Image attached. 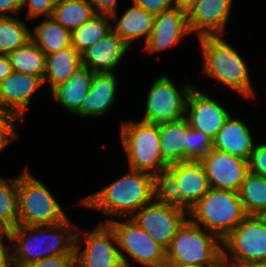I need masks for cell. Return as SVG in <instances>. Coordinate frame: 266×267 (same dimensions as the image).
Wrapping results in <instances>:
<instances>
[{
    "label": "cell",
    "instance_id": "cell-1",
    "mask_svg": "<svg viewBox=\"0 0 266 267\" xmlns=\"http://www.w3.org/2000/svg\"><path fill=\"white\" fill-rule=\"evenodd\" d=\"M71 218L54 225L18 224L5 234L16 267L60 254H75L77 227Z\"/></svg>",
    "mask_w": 266,
    "mask_h": 267
},
{
    "label": "cell",
    "instance_id": "cell-6",
    "mask_svg": "<svg viewBox=\"0 0 266 267\" xmlns=\"http://www.w3.org/2000/svg\"><path fill=\"white\" fill-rule=\"evenodd\" d=\"M247 216L239 192L211 188L194 206L188 217L223 240Z\"/></svg>",
    "mask_w": 266,
    "mask_h": 267
},
{
    "label": "cell",
    "instance_id": "cell-45",
    "mask_svg": "<svg viewBox=\"0 0 266 267\" xmlns=\"http://www.w3.org/2000/svg\"><path fill=\"white\" fill-rule=\"evenodd\" d=\"M210 267H239L236 263L225 260L223 257L213 266Z\"/></svg>",
    "mask_w": 266,
    "mask_h": 267
},
{
    "label": "cell",
    "instance_id": "cell-39",
    "mask_svg": "<svg viewBox=\"0 0 266 267\" xmlns=\"http://www.w3.org/2000/svg\"><path fill=\"white\" fill-rule=\"evenodd\" d=\"M130 2L154 16L175 7L174 0H130Z\"/></svg>",
    "mask_w": 266,
    "mask_h": 267
},
{
    "label": "cell",
    "instance_id": "cell-2",
    "mask_svg": "<svg viewBox=\"0 0 266 267\" xmlns=\"http://www.w3.org/2000/svg\"><path fill=\"white\" fill-rule=\"evenodd\" d=\"M123 176L100 190L77 200V206L101 211L107 223L116 218H130L153 201V175L127 169Z\"/></svg>",
    "mask_w": 266,
    "mask_h": 267
},
{
    "label": "cell",
    "instance_id": "cell-22",
    "mask_svg": "<svg viewBox=\"0 0 266 267\" xmlns=\"http://www.w3.org/2000/svg\"><path fill=\"white\" fill-rule=\"evenodd\" d=\"M94 74L81 64L64 83L54 88L50 94L57 104L73 116L81 108L89 89L91 88Z\"/></svg>",
    "mask_w": 266,
    "mask_h": 267
},
{
    "label": "cell",
    "instance_id": "cell-29",
    "mask_svg": "<svg viewBox=\"0 0 266 267\" xmlns=\"http://www.w3.org/2000/svg\"><path fill=\"white\" fill-rule=\"evenodd\" d=\"M7 56L14 72L37 76L43 80L46 55L31 39Z\"/></svg>",
    "mask_w": 266,
    "mask_h": 267
},
{
    "label": "cell",
    "instance_id": "cell-25",
    "mask_svg": "<svg viewBox=\"0 0 266 267\" xmlns=\"http://www.w3.org/2000/svg\"><path fill=\"white\" fill-rule=\"evenodd\" d=\"M82 64L81 55L72 47H66L59 51L46 55L44 85L49 93L66 82L77 67Z\"/></svg>",
    "mask_w": 266,
    "mask_h": 267
},
{
    "label": "cell",
    "instance_id": "cell-24",
    "mask_svg": "<svg viewBox=\"0 0 266 267\" xmlns=\"http://www.w3.org/2000/svg\"><path fill=\"white\" fill-rule=\"evenodd\" d=\"M169 168L177 175L179 189L193 206L211 189L200 161H182Z\"/></svg>",
    "mask_w": 266,
    "mask_h": 267
},
{
    "label": "cell",
    "instance_id": "cell-43",
    "mask_svg": "<svg viewBox=\"0 0 266 267\" xmlns=\"http://www.w3.org/2000/svg\"><path fill=\"white\" fill-rule=\"evenodd\" d=\"M12 67L7 55L0 54V83L12 72Z\"/></svg>",
    "mask_w": 266,
    "mask_h": 267
},
{
    "label": "cell",
    "instance_id": "cell-35",
    "mask_svg": "<svg viewBox=\"0 0 266 267\" xmlns=\"http://www.w3.org/2000/svg\"><path fill=\"white\" fill-rule=\"evenodd\" d=\"M18 123L14 116L0 111V154L10 143L19 140Z\"/></svg>",
    "mask_w": 266,
    "mask_h": 267
},
{
    "label": "cell",
    "instance_id": "cell-8",
    "mask_svg": "<svg viewBox=\"0 0 266 267\" xmlns=\"http://www.w3.org/2000/svg\"><path fill=\"white\" fill-rule=\"evenodd\" d=\"M121 220V221H120ZM107 222L114 230L124 267H166V249L155 242L131 217Z\"/></svg>",
    "mask_w": 266,
    "mask_h": 267
},
{
    "label": "cell",
    "instance_id": "cell-37",
    "mask_svg": "<svg viewBox=\"0 0 266 267\" xmlns=\"http://www.w3.org/2000/svg\"><path fill=\"white\" fill-rule=\"evenodd\" d=\"M250 173L266 179V142H256L248 159Z\"/></svg>",
    "mask_w": 266,
    "mask_h": 267
},
{
    "label": "cell",
    "instance_id": "cell-47",
    "mask_svg": "<svg viewBox=\"0 0 266 267\" xmlns=\"http://www.w3.org/2000/svg\"><path fill=\"white\" fill-rule=\"evenodd\" d=\"M5 233L0 229V242L3 243L5 242Z\"/></svg>",
    "mask_w": 266,
    "mask_h": 267
},
{
    "label": "cell",
    "instance_id": "cell-41",
    "mask_svg": "<svg viewBox=\"0 0 266 267\" xmlns=\"http://www.w3.org/2000/svg\"><path fill=\"white\" fill-rule=\"evenodd\" d=\"M96 14L112 15L118 12V0H89Z\"/></svg>",
    "mask_w": 266,
    "mask_h": 267
},
{
    "label": "cell",
    "instance_id": "cell-26",
    "mask_svg": "<svg viewBox=\"0 0 266 267\" xmlns=\"http://www.w3.org/2000/svg\"><path fill=\"white\" fill-rule=\"evenodd\" d=\"M31 40L45 53H55L72 46L71 31L64 28L53 17H46L30 30Z\"/></svg>",
    "mask_w": 266,
    "mask_h": 267
},
{
    "label": "cell",
    "instance_id": "cell-7",
    "mask_svg": "<svg viewBox=\"0 0 266 267\" xmlns=\"http://www.w3.org/2000/svg\"><path fill=\"white\" fill-rule=\"evenodd\" d=\"M121 127L120 138L128 169L154 175L169 167L161 157L159 125L132 119L122 121Z\"/></svg>",
    "mask_w": 266,
    "mask_h": 267
},
{
    "label": "cell",
    "instance_id": "cell-12",
    "mask_svg": "<svg viewBox=\"0 0 266 267\" xmlns=\"http://www.w3.org/2000/svg\"><path fill=\"white\" fill-rule=\"evenodd\" d=\"M188 217L183 210L152 201L139 209L131 218L151 238L167 249L178 227Z\"/></svg>",
    "mask_w": 266,
    "mask_h": 267
},
{
    "label": "cell",
    "instance_id": "cell-3",
    "mask_svg": "<svg viewBox=\"0 0 266 267\" xmlns=\"http://www.w3.org/2000/svg\"><path fill=\"white\" fill-rule=\"evenodd\" d=\"M197 41L203 59L201 73L246 100L256 98L248 63L225 36H203Z\"/></svg>",
    "mask_w": 266,
    "mask_h": 267
},
{
    "label": "cell",
    "instance_id": "cell-44",
    "mask_svg": "<svg viewBox=\"0 0 266 267\" xmlns=\"http://www.w3.org/2000/svg\"><path fill=\"white\" fill-rule=\"evenodd\" d=\"M199 0H174L175 7L187 12L191 9Z\"/></svg>",
    "mask_w": 266,
    "mask_h": 267
},
{
    "label": "cell",
    "instance_id": "cell-18",
    "mask_svg": "<svg viewBox=\"0 0 266 267\" xmlns=\"http://www.w3.org/2000/svg\"><path fill=\"white\" fill-rule=\"evenodd\" d=\"M130 46L113 30L81 54V62L93 73H115Z\"/></svg>",
    "mask_w": 266,
    "mask_h": 267
},
{
    "label": "cell",
    "instance_id": "cell-10",
    "mask_svg": "<svg viewBox=\"0 0 266 267\" xmlns=\"http://www.w3.org/2000/svg\"><path fill=\"white\" fill-rule=\"evenodd\" d=\"M93 229L77 227L75 234L76 267H124L117 237L108 223L97 222ZM84 241V247L82 243Z\"/></svg>",
    "mask_w": 266,
    "mask_h": 267
},
{
    "label": "cell",
    "instance_id": "cell-36",
    "mask_svg": "<svg viewBox=\"0 0 266 267\" xmlns=\"http://www.w3.org/2000/svg\"><path fill=\"white\" fill-rule=\"evenodd\" d=\"M58 0H22V11L27 10L25 19L35 20L43 16L52 17L54 8ZM28 7V8H27Z\"/></svg>",
    "mask_w": 266,
    "mask_h": 267
},
{
    "label": "cell",
    "instance_id": "cell-48",
    "mask_svg": "<svg viewBox=\"0 0 266 267\" xmlns=\"http://www.w3.org/2000/svg\"><path fill=\"white\" fill-rule=\"evenodd\" d=\"M261 217H262L263 220L266 222V211L261 215Z\"/></svg>",
    "mask_w": 266,
    "mask_h": 267
},
{
    "label": "cell",
    "instance_id": "cell-4",
    "mask_svg": "<svg viewBox=\"0 0 266 267\" xmlns=\"http://www.w3.org/2000/svg\"><path fill=\"white\" fill-rule=\"evenodd\" d=\"M222 257V240L187 217L166 249V266L210 267Z\"/></svg>",
    "mask_w": 266,
    "mask_h": 267
},
{
    "label": "cell",
    "instance_id": "cell-13",
    "mask_svg": "<svg viewBox=\"0 0 266 267\" xmlns=\"http://www.w3.org/2000/svg\"><path fill=\"white\" fill-rule=\"evenodd\" d=\"M232 113L224 103L202 92L196 85L188 94L185 117L190 127L205 133L212 140Z\"/></svg>",
    "mask_w": 266,
    "mask_h": 267
},
{
    "label": "cell",
    "instance_id": "cell-15",
    "mask_svg": "<svg viewBox=\"0 0 266 267\" xmlns=\"http://www.w3.org/2000/svg\"><path fill=\"white\" fill-rule=\"evenodd\" d=\"M210 188L239 192L248 170V160L212 148L200 160Z\"/></svg>",
    "mask_w": 266,
    "mask_h": 267
},
{
    "label": "cell",
    "instance_id": "cell-9",
    "mask_svg": "<svg viewBox=\"0 0 266 267\" xmlns=\"http://www.w3.org/2000/svg\"><path fill=\"white\" fill-rule=\"evenodd\" d=\"M184 79L178 88L168 75L156 77L145 97V111L140 120L159 125L184 118L188 94L195 85L188 81V77Z\"/></svg>",
    "mask_w": 266,
    "mask_h": 267
},
{
    "label": "cell",
    "instance_id": "cell-30",
    "mask_svg": "<svg viewBox=\"0 0 266 267\" xmlns=\"http://www.w3.org/2000/svg\"><path fill=\"white\" fill-rule=\"evenodd\" d=\"M96 14L89 0H58L52 17L71 32Z\"/></svg>",
    "mask_w": 266,
    "mask_h": 267
},
{
    "label": "cell",
    "instance_id": "cell-33",
    "mask_svg": "<svg viewBox=\"0 0 266 267\" xmlns=\"http://www.w3.org/2000/svg\"><path fill=\"white\" fill-rule=\"evenodd\" d=\"M30 30L23 19L0 18V54L7 55L23 47L31 39Z\"/></svg>",
    "mask_w": 266,
    "mask_h": 267
},
{
    "label": "cell",
    "instance_id": "cell-16",
    "mask_svg": "<svg viewBox=\"0 0 266 267\" xmlns=\"http://www.w3.org/2000/svg\"><path fill=\"white\" fill-rule=\"evenodd\" d=\"M234 0H199L187 13L191 35L224 36Z\"/></svg>",
    "mask_w": 266,
    "mask_h": 267
},
{
    "label": "cell",
    "instance_id": "cell-14",
    "mask_svg": "<svg viewBox=\"0 0 266 267\" xmlns=\"http://www.w3.org/2000/svg\"><path fill=\"white\" fill-rule=\"evenodd\" d=\"M44 82L37 76L12 71L0 83V111L14 116L21 124L26 120L31 99Z\"/></svg>",
    "mask_w": 266,
    "mask_h": 267
},
{
    "label": "cell",
    "instance_id": "cell-42",
    "mask_svg": "<svg viewBox=\"0 0 266 267\" xmlns=\"http://www.w3.org/2000/svg\"><path fill=\"white\" fill-rule=\"evenodd\" d=\"M0 267H16L11 252L5 242L0 244Z\"/></svg>",
    "mask_w": 266,
    "mask_h": 267
},
{
    "label": "cell",
    "instance_id": "cell-11",
    "mask_svg": "<svg viewBox=\"0 0 266 267\" xmlns=\"http://www.w3.org/2000/svg\"><path fill=\"white\" fill-rule=\"evenodd\" d=\"M223 258L236 263L266 261V222L261 216L247 215L223 240Z\"/></svg>",
    "mask_w": 266,
    "mask_h": 267
},
{
    "label": "cell",
    "instance_id": "cell-27",
    "mask_svg": "<svg viewBox=\"0 0 266 267\" xmlns=\"http://www.w3.org/2000/svg\"><path fill=\"white\" fill-rule=\"evenodd\" d=\"M153 200L189 214L193 205L179 189L177 175L168 167L153 175Z\"/></svg>",
    "mask_w": 266,
    "mask_h": 267
},
{
    "label": "cell",
    "instance_id": "cell-19",
    "mask_svg": "<svg viewBox=\"0 0 266 267\" xmlns=\"http://www.w3.org/2000/svg\"><path fill=\"white\" fill-rule=\"evenodd\" d=\"M119 78L116 73H95L81 108L74 117H91L98 119L109 112L118 101Z\"/></svg>",
    "mask_w": 266,
    "mask_h": 267
},
{
    "label": "cell",
    "instance_id": "cell-28",
    "mask_svg": "<svg viewBox=\"0 0 266 267\" xmlns=\"http://www.w3.org/2000/svg\"><path fill=\"white\" fill-rule=\"evenodd\" d=\"M112 30L111 16L95 14L71 32L72 47L81 55Z\"/></svg>",
    "mask_w": 266,
    "mask_h": 267
},
{
    "label": "cell",
    "instance_id": "cell-23",
    "mask_svg": "<svg viewBox=\"0 0 266 267\" xmlns=\"http://www.w3.org/2000/svg\"><path fill=\"white\" fill-rule=\"evenodd\" d=\"M190 128L186 117L159 124L161 157L168 166L187 161V132Z\"/></svg>",
    "mask_w": 266,
    "mask_h": 267
},
{
    "label": "cell",
    "instance_id": "cell-21",
    "mask_svg": "<svg viewBox=\"0 0 266 267\" xmlns=\"http://www.w3.org/2000/svg\"><path fill=\"white\" fill-rule=\"evenodd\" d=\"M131 4L121 16L119 12L111 15L112 30L130 47L138 41L145 43L152 33L154 24V15L133 2Z\"/></svg>",
    "mask_w": 266,
    "mask_h": 267
},
{
    "label": "cell",
    "instance_id": "cell-31",
    "mask_svg": "<svg viewBox=\"0 0 266 267\" xmlns=\"http://www.w3.org/2000/svg\"><path fill=\"white\" fill-rule=\"evenodd\" d=\"M18 225V175L0 176V229L6 234Z\"/></svg>",
    "mask_w": 266,
    "mask_h": 267
},
{
    "label": "cell",
    "instance_id": "cell-46",
    "mask_svg": "<svg viewBox=\"0 0 266 267\" xmlns=\"http://www.w3.org/2000/svg\"><path fill=\"white\" fill-rule=\"evenodd\" d=\"M239 267H266V261L244 263L241 264Z\"/></svg>",
    "mask_w": 266,
    "mask_h": 267
},
{
    "label": "cell",
    "instance_id": "cell-5",
    "mask_svg": "<svg viewBox=\"0 0 266 267\" xmlns=\"http://www.w3.org/2000/svg\"><path fill=\"white\" fill-rule=\"evenodd\" d=\"M28 166L18 175V224L54 225L69 216L45 183L37 179Z\"/></svg>",
    "mask_w": 266,
    "mask_h": 267
},
{
    "label": "cell",
    "instance_id": "cell-40",
    "mask_svg": "<svg viewBox=\"0 0 266 267\" xmlns=\"http://www.w3.org/2000/svg\"><path fill=\"white\" fill-rule=\"evenodd\" d=\"M21 11L22 0H0V18L19 16Z\"/></svg>",
    "mask_w": 266,
    "mask_h": 267
},
{
    "label": "cell",
    "instance_id": "cell-20",
    "mask_svg": "<svg viewBox=\"0 0 266 267\" xmlns=\"http://www.w3.org/2000/svg\"><path fill=\"white\" fill-rule=\"evenodd\" d=\"M231 114L226 120L224 126L219 130L216 138L213 140V148L230 155L248 160L254 149L255 133L252 134L251 127L245 124V120L235 118Z\"/></svg>",
    "mask_w": 266,
    "mask_h": 267
},
{
    "label": "cell",
    "instance_id": "cell-34",
    "mask_svg": "<svg viewBox=\"0 0 266 267\" xmlns=\"http://www.w3.org/2000/svg\"><path fill=\"white\" fill-rule=\"evenodd\" d=\"M213 148V140L205 133L190 128L187 132V161H199Z\"/></svg>",
    "mask_w": 266,
    "mask_h": 267
},
{
    "label": "cell",
    "instance_id": "cell-17",
    "mask_svg": "<svg viewBox=\"0 0 266 267\" xmlns=\"http://www.w3.org/2000/svg\"><path fill=\"white\" fill-rule=\"evenodd\" d=\"M191 36L187 23V13L178 7L154 16V24L151 35L143 43L142 49L148 54H155L169 48H174L182 42V39Z\"/></svg>",
    "mask_w": 266,
    "mask_h": 267
},
{
    "label": "cell",
    "instance_id": "cell-38",
    "mask_svg": "<svg viewBox=\"0 0 266 267\" xmlns=\"http://www.w3.org/2000/svg\"><path fill=\"white\" fill-rule=\"evenodd\" d=\"M22 267H76L75 254H60L31 262Z\"/></svg>",
    "mask_w": 266,
    "mask_h": 267
},
{
    "label": "cell",
    "instance_id": "cell-32",
    "mask_svg": "<svg viewBox=\"0 0 266 267\" xmlns=\"http://www.w3.org/2000/svg\"><path fill=\"white\" fill-rule=\"evenodd\" d=\"M239 196L247 215L261 216L266 211V179L248 172Z\"/></svg>",
    "mask_w": 266,
    "mask_h": 267
}]
</instances>
